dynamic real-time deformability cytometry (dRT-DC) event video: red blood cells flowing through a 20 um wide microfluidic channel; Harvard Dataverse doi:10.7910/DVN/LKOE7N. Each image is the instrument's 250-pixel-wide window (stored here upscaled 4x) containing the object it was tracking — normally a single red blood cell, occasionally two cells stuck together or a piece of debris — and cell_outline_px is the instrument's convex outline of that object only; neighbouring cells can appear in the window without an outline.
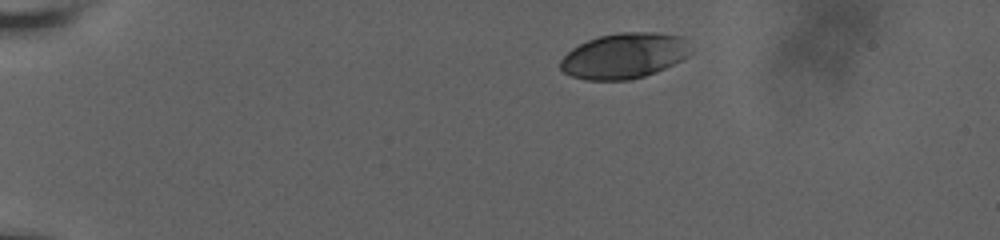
{"species": "human", "species_latin": "Homo sapiens", "temperature_condition": "room temperature", "stored_images_in_passage": 25, "camera_frame_rate_fps": 3000, "um_per_image_px": 0.085, "donor": {"sex": "male"}, "frame": {"image": 1, "passage_image": 1, "time_ms": 0.0, "image_size_px": [1000, 240], "cell_outline_px": [[692, 52], [684, 60], [656, 72], [644, 76], [628, 80], [584, 80], [572, 76], [564, 72], [560, 68], [560, 60], [572, 48], [588, 40], [600, 36], [620, 32], [656, 32], [684, 36]], "centroid_in_image_um": [53.1, 4.74], "position_along_channel_um": 31.9, "area_um2": 34.8}}
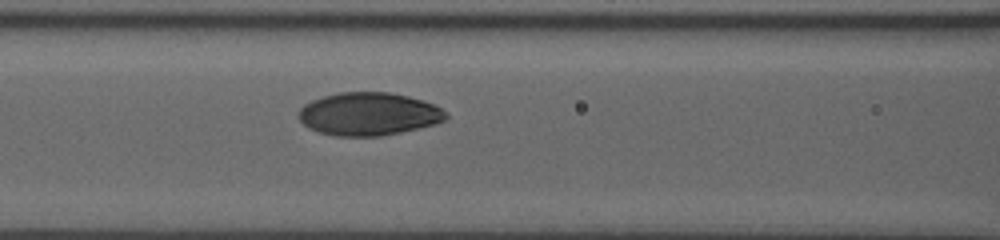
{"frame": {"image": 2, "passage_image": 17, "time_ms": 5.333, "image_size_px": [1000, 240], "cell_outline_px": [[448, 116], [444, 120], [436, 124], [400, 132], [380, 136], [336, 136], [320, 132], [308, 128], [296, 116], [300, 108], [304, 104], [312, 100], [324, 96], [340, 92], [392, 92], [424, 100], [448, 112]], "centroid_in_image_um": [31.33, 9.68], "position_along_channel_um": 135.3, "area_um2": 36.99}}
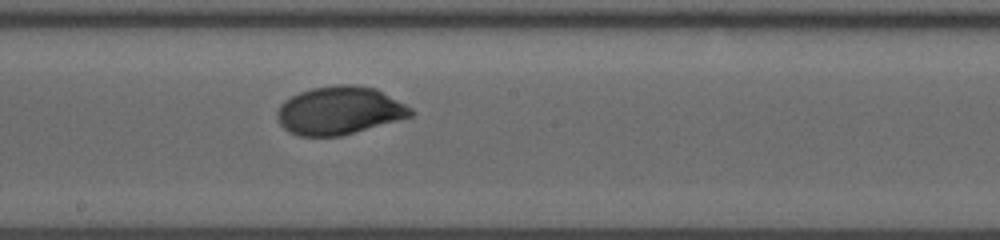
{"frame": {"image": 3, "passage_image": 25, "time_ms": 7.667, "image_size_px": [1000, 240], "cell_outline_px": [[416, 112], [412, 116], [340, 136], [300, 136], [288, 132], [280, 124], [276, 116], [276, 112], [280, 104], [284, 100], [300, 92], [312, 88], [336, 84], [352, 84], [376, 88], [412, 108]], "centroid_in_image_um": [28.83, 9.39], "position_along_channel_um": 219.4, "area_um2": 37.45}}